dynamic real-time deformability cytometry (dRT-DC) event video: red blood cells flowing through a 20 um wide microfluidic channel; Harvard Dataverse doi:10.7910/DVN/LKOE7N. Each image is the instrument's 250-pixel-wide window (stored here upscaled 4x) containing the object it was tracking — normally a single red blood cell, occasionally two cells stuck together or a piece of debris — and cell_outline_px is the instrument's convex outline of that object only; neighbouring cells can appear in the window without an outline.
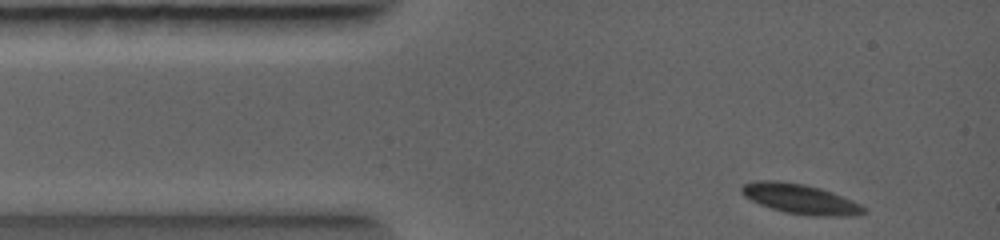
{"species": "common noctule bat (a hibernating species)", "species_latin": "Nyctalus noctula", "temperature_condition": "warm", "stored_images_in_passage": 5, "camera_frame_rate_fps": 5000, "um_per_image_px": 0.085, "animal": {"sex": "female", "body_mass_g": 19.0, "forearm_length_mm": 56.7}, "frame": {"image": 1, "passage_image": 1, "time_ms": 0.0, "image_size_px": [1000, 240], "cell_outline_px": [[868, 212], [856, 216], [808, 216], [784, 212], [760, 204], [744, 196], [740, 192], [740, 188], [744, 184], [752, 180], [776, 180], [804, 184], [820, 188], [832, 192], [852, 200], [868, 208]], "centroid_in_image_um": [68.05, 16.92], "position_along_channel_um": 16.9, "area_um2": 21.56}}